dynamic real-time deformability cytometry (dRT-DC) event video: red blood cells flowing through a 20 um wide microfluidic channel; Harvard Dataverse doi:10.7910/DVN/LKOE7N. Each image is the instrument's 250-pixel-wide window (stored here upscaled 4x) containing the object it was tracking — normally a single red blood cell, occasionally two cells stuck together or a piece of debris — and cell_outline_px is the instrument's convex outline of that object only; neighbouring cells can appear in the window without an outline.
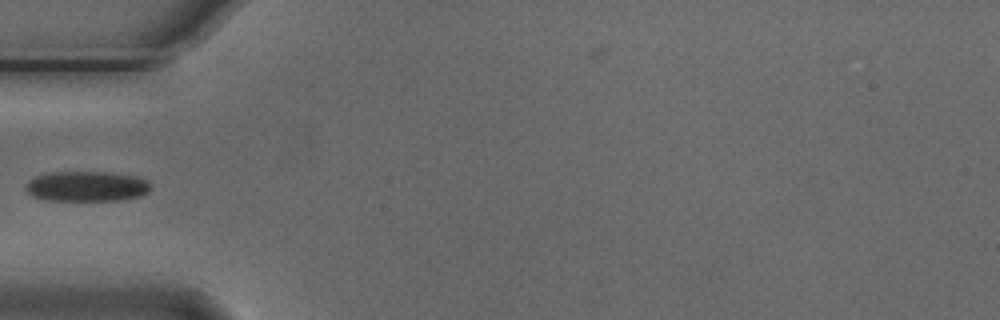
{"species": "Egyptian fruit bat (a non-hibernating species)", "species_latin": "Rousettus aegyptiacus", "temperature_condition": "cold", "stored_images_in_passage": 2, "camera_frame_rate_fps": 3000, "um_per_image_px": 0.085, "animal": {"sex": "male"}, "frame": {"image": 1, "passage_image": 1, "time_ms": 0.0, "image_size_px": [1000, 320], "cell_outline_px": [[152, 188], [148, 192], [140, 196], [120, 200], [48, 200], [32, 196], [24, 188], [28, 180], [36, 176], [48, 172], [108, 172], [136, 176], [148, 180], [152, 184]], "centroid_in_image_um": [7.39, 15.83], "position_along_channel_um": 77.6, "area_um2": 22.2}}
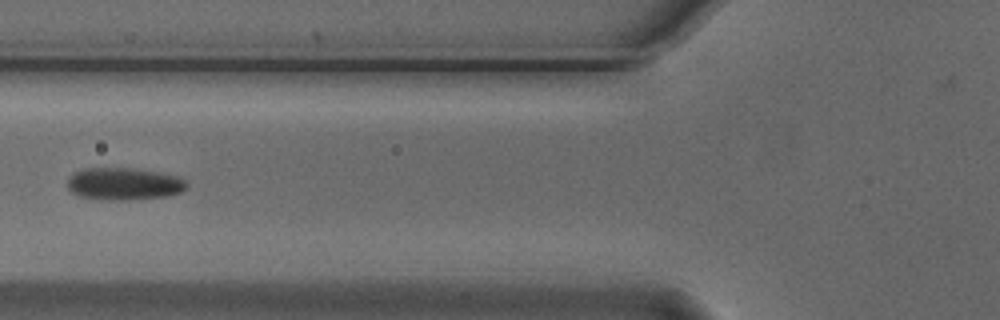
{"frame": {"image": 2, "passage_image": 2, "time_ms": 0.333, "image_size_px": [1000, 320], "cell_outline_px": [[188, 188], [180, 192], [168, 196], [128, 200], [96, 200], [80, 196], [72, 192], [68, 188], [68, 180], [76, 172], [88, 168], [128, 168], [156, 172], [180, 176], [188, 184]], "centroid_in_image_um": [10.57, 15.65], "position_along_channel_um": 115.2, "area_um2": 22.43}}